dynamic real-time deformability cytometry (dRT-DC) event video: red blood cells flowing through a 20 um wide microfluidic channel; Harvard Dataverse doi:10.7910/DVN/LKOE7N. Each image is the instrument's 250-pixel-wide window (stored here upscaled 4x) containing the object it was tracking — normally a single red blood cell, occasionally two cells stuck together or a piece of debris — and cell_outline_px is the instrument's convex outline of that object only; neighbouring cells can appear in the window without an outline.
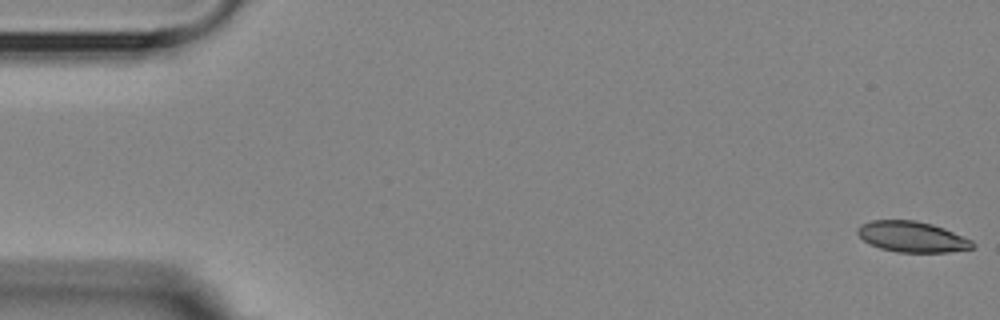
{"species": "Egyptian fruit bat (a non-hibernating species)", "species_latin": "Rousettus aegyptiacus", "temperature_condition": "room temperature", "stored_images_in_passage": 5, "camera_frame_rate_fps": 3000, "um_per_image_px": 0.085, "animal": {"sex": "female"}, "frame": {"image": 1, "passage_image": 1, "time_ms": 0.0, "image_size_px": [1000, 320], "cell_outline_px": [[976, 248], [948, 252], [896, 252], [880, 248], [864, 240], [856, 232], [856, 228], [860, 224], [872, 220], [916, 220], [932, 224], [944, 228], [972, 240], [976, 244]], "centroid_in_image_um": [77.55, 20.12], "position_along_channel_um": 7.5, "area_um2": 20.69}}
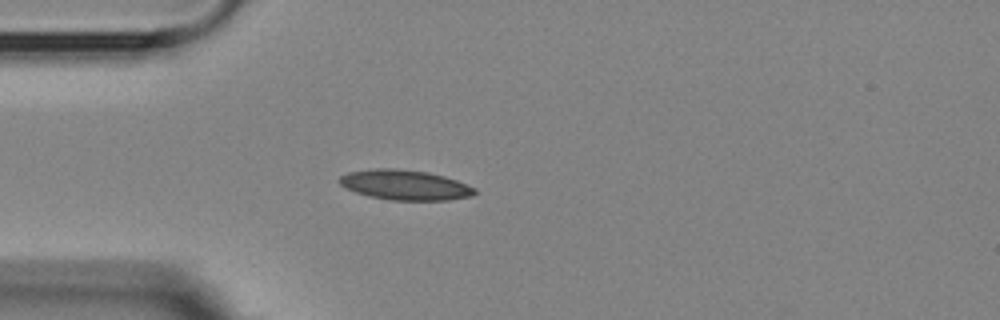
{"frame": {"image": 2, "passage_image": 5, "time_ms": 4.667, "image_size_px": [1000, 320], "cell_outline_px": [[476, 192], [472, 196], [448, 200], [392, 200], [368, 196], [356, 192], [340, 184], [336, 180], [340, 176], [348, 172], [376, 168], [396, 168], [428, 172], [444, 176], [456, 180], [476, 188]], "centroid_in_image_um": [34.42, 15.71], "position_along_channel_um": 50.6, "area_um2": 23.7}}